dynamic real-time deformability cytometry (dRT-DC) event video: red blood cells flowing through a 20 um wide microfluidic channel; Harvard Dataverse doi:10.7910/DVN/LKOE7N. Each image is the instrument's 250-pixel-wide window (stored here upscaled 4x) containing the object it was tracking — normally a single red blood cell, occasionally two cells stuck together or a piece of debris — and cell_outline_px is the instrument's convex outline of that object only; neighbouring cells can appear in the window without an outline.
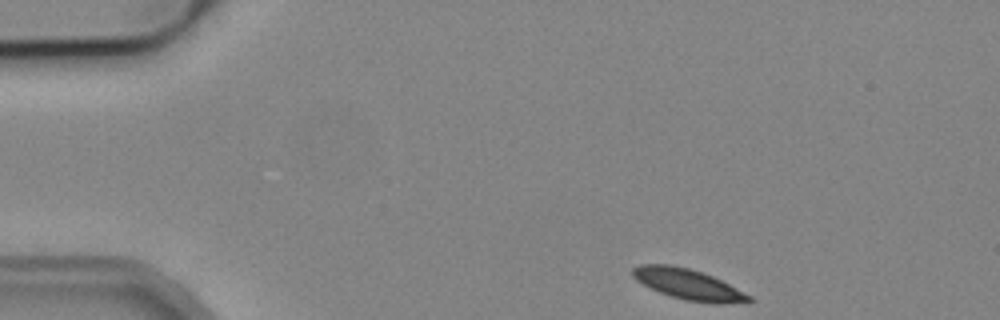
{"species": "common noctule bat (a hibernating species)", "species_latin": "Nyctalus noctula", "temperature_condition": "cold", "stored_images_in_passage": 3, "camera_frame_rate_fps": 3000, "um_per_image_px": 0.085, "animal": {"sex": "male", "body_mass_g": 19.2, "forearm_length_mm": 51.8}, "frame": {"image": 1, "passage_image": 1, "time_ms": 0.0, "image_size_px": [1000, 320], "cell_outline_px": [[752, 300], [748, 304], [716, 304], [684, 300], [660, 292], [636, 280], [632, 276], [632, 268], [640, 264], [668, 264], [688, 268], [712, 276], [752, 296]], "centroid_in_image_um": [58.55, 24.19], "position_along_channel_um": 26.5, "area_um2": 20.75}}